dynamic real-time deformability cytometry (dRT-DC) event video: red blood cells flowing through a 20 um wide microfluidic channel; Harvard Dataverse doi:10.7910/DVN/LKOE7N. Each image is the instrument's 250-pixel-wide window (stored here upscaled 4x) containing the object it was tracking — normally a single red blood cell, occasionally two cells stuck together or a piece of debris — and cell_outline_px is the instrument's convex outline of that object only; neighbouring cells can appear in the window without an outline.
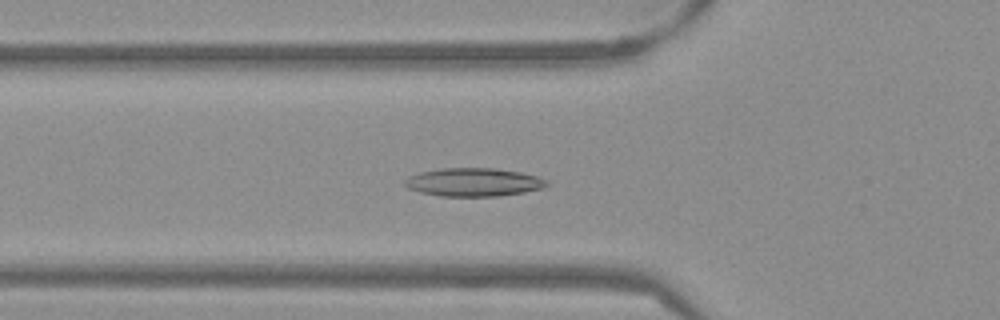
{"species": "Egyptian fruit bat (a non-hibernating species)", "species_latin": "Rousettus aegyptiacus", "temperature_condition": "warm", "stored_images_in_passage": 53, "camera_frame_rate_fps": 3000, "um_per_image_px": 0.085, "frame": {"image": 1, "passage_image": 19, "time_ms": 6.0, "image_size_px": [1000, 320], "cell_outline_px": [[552, 184], [544, 188], [524, 192], [500, 196], [440, 196], [420, 192], [408, 188], [404, 184], [404, 180], [408, 176], [420, 172], [440, 168], [496, 168], [520, 172], [540, 176], [548, 180]], "centroid_in_image_um": [40.31, 15.48], "position_along_channel_um": 85.5, "area_um2": 23.76}}
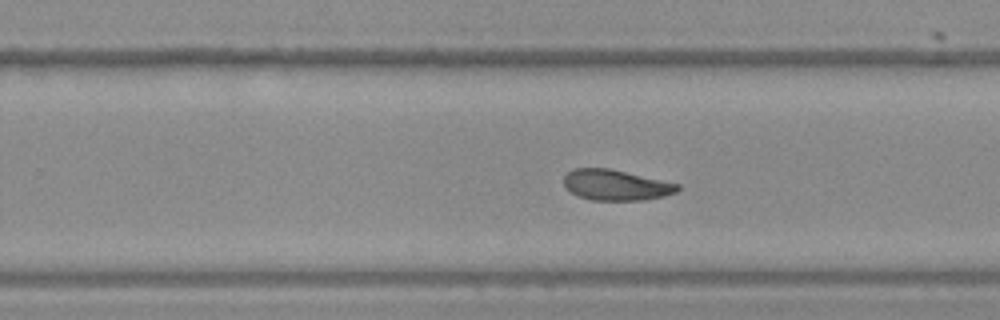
{"frame": {"image": 2, "passage_image": 34, "time_ms": 11.0, "image_size_px": [1000, 320], "cell_outline_px": [[680, 188], [676, 192], [664, 196], [644, 200], [592, 200], [576, 196], [564, 188], [564, 176], [572, 168], [608, 168], [680, 184]], "centroid_in_image_um": [52.31, 15.73], "position_along_channel_um": 277.5, "area_um2": 20.4}}
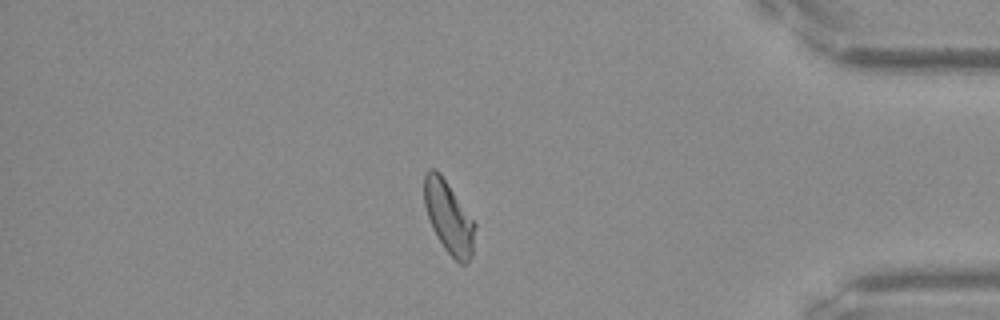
{"frame": {"image": 3, "passage_image": 46, "time_ms": 15.0, "image_size_px": [1000, 320], "cell_outline_px": [[476, 224], [472, 256], [464, 264], [460, 264], [444, 248], [436, 236], [432, 228], [424, 204], [424, 176], [428, 168], [436, 168], [440, 172]], "centroid_in_image_um": [38.13, 18.44], "position_along_channel_um": 397.1, "area_um2": 21.27}, "authors_computed_cell_mechanics": {"area_um2": 21.4438, "velocity_mm_per_s": 3.8257, "shape_relaxation_time_tau1_ms": 8.9202, "shape_relaxation_time_tau2_ms": 3.9822, "deformation_change_tau1": 0.1668, "deformation_change_tau2": 0.0907}}